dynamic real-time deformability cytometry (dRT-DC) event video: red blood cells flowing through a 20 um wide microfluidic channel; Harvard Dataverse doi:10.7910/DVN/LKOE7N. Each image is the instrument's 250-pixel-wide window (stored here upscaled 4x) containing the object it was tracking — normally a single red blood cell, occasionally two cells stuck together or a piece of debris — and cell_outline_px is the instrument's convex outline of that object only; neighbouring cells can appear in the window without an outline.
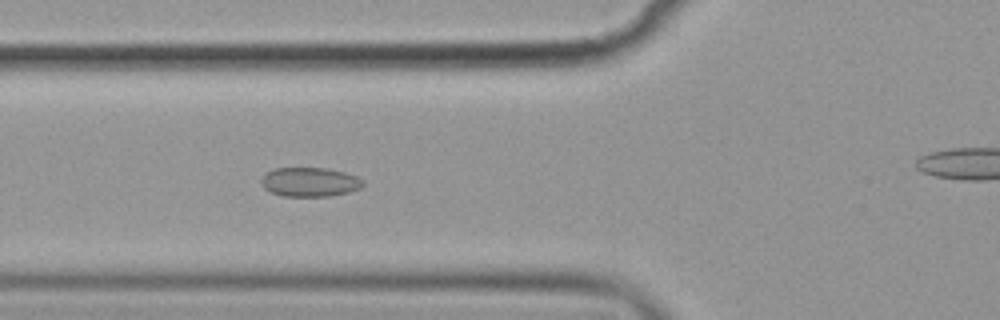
{"species": "common noctule bat (a hibernating species)", "species_latin": "Nyctalus noctula", "temperature_condition": "cold", "stored_images_in_passage": 45, "camera_frame_rate_fps": 3000, "um_per_image_px": 0.085, "animal": {"sex": "female", "body_mass_g": 19.9}, "frame": {"image": 1, "passage_image": 11, "time_ms": 3.333, "image_size_px": [1000, 320], "cell_outline_px": [[364, 184], [360, 188], [348, 192], [328, 196], [284, 196], [272, 192], [264, 188], [260, 184], [260, 180], [268, 172], [276, 168], [328, 168], [344, 172], [356, 176], [364, 180]], "centroid_in_image_um": [26.34, 15.47], "position_along_channel_um": 99.5, "area_um2": 17.22}}
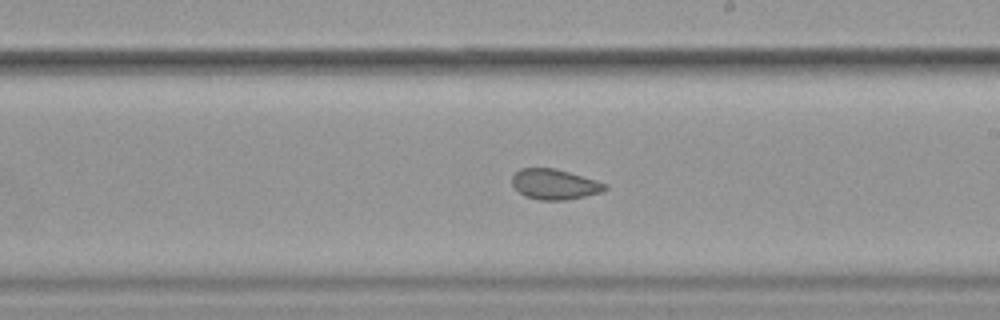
{"frame": {"image": 2, "passage_image": 23, "time_ms": 7.333, "image_size_px": [1000, 320], "cell_outline_px": [[608, 188], [604, 192], [564, 200], [540, 200], [524, 196], [512, 184], [512, 176], [520, 168], [556, 168], [596, 180], [608, 184]], "centroid_in_image_um": [47.16, 15.66], "position_along_channel_um": 241.8, "area_um2": 16.47}}
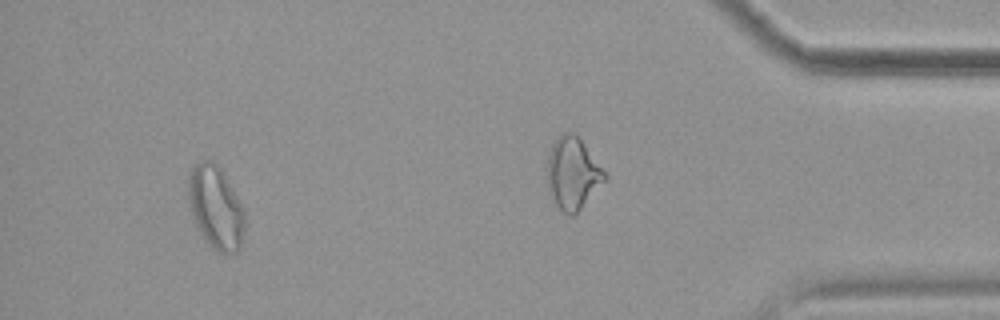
{"frame": {"image": 3, "passage_image": 43, "time_ms": 14.0, "image_size_px": [1000, 320], "cell_outline_px": [[244, 228], [240, 248], [236, 252], [228, 256], [216, 252], [204, 240], [196, 224], [188, 200], [188, 176], [192, 168], [200, 160], [208, 160], [216, 164], [224, 172], [244, 208]], "centroid_in_image_um": [18.35, 17.66], "position_along_channel_um": 416.9, "area_um2": 27.57}}